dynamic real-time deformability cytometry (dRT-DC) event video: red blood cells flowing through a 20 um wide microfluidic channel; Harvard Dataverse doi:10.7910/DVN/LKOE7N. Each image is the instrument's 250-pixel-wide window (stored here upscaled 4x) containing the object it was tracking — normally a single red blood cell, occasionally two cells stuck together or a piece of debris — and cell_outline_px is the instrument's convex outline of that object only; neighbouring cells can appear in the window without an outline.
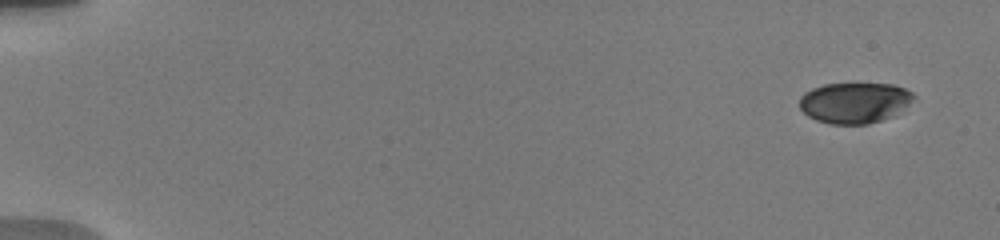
{"species": "human", "species_latin": "Homo sapiens", "temperature_condition": "warm", "stored_images_in_passage": 29, "camera_frame_rate_fps": 3000, "um_per_image_px": 0.085, "donor": {"sex": "male"}, "frame": {"image": 1, "passage_image": 1, "time_ms": 0.0, "image_size_px": [1000, 240], "cell_outline_px": [[916, 96], [896, 116], [868, 124], [828, 124], [816, 120], [808, 116], [800, 108], [800, 96], [804, 92], [812, 88], [824, 84], [892, 84], [904, 88], [912, 92]], "centroid_in_image_um": [72.64, 8.74], "position_along_channel_um": 12.4, "area_um2": 27.28}}
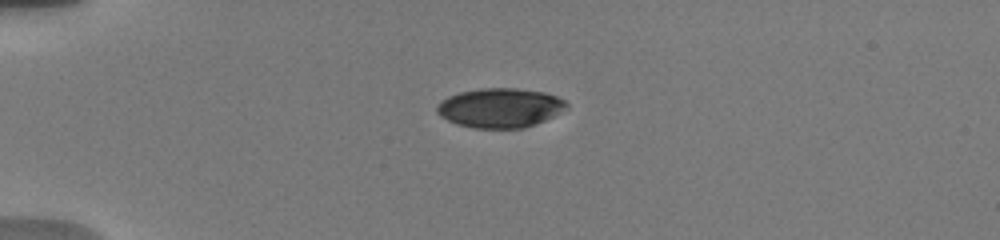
{"frame": {"image": 2, "passage_image": 22, "time_ms": 4.0, "image_size_px": [1000, 240], "cell_outline_px": [[568, 108], [536, 124], [524, 128], [472, 128], [456, 124], [440, 116], [436, 112], [436, 108], [440, 100], [448, 96], [460, 92], [480, 88], [516, 88], [544, 92], [556, 96], [564, 100], [568, 104]], "centroid_in_image_um": [42.48, 9.17], "position_along_channel_um": 42.5, "area_um2": 29.88}}